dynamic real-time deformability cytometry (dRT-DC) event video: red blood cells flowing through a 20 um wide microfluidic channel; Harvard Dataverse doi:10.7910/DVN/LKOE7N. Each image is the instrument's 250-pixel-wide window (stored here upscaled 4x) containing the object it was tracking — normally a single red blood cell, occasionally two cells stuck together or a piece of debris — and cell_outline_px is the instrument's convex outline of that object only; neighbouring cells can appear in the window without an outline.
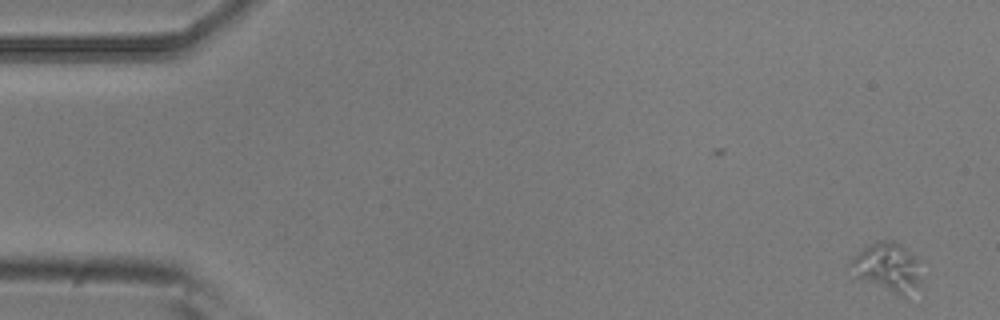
{"species": "common noctule bat (a hibernating species)", "species_latin": "Nyctalus noctula", "temperature_condition": "room temperature", "stored_images_in_passage": 5, "camera_frame_rate_fps": 3000, "um_per_image_px": 0.085, "animal": {"sex": "male", "body_mass_g": 20.5, "forearm_length_mm": 52.5}, "frame": {"image": 1, "passage_image": 1, "time_ms": 0.0, "image_size_px": [1000, 320], "cell_outline_px": [[920, 284], [904, 300], [856, 276], [848, 264], [852, 256], [876, 240], [892, 240], [900, 244], [916, 260], [920, 276]], "centroid_in_image_um": [75.42, 22.75], "position_along_channel_um": 9.6, "area_um2": 20.11}}
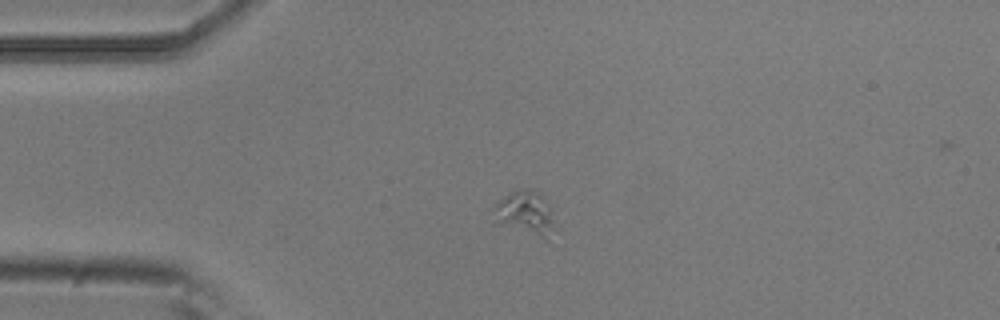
{"frame": {"image": 2, "passage_image": 4, "time_ms": 1.0, "image_size_px": [1000, 320], "cell_outline_px": [[548, 240], [496, 224], [488, 208], [504, 196], [520, 188], [532, 188], [540, 192], [548, 208]], "centroid_in_image_um": [44.43, 18.06], "position_along_channel_um": 40.6, "area_um2": 15.26}}